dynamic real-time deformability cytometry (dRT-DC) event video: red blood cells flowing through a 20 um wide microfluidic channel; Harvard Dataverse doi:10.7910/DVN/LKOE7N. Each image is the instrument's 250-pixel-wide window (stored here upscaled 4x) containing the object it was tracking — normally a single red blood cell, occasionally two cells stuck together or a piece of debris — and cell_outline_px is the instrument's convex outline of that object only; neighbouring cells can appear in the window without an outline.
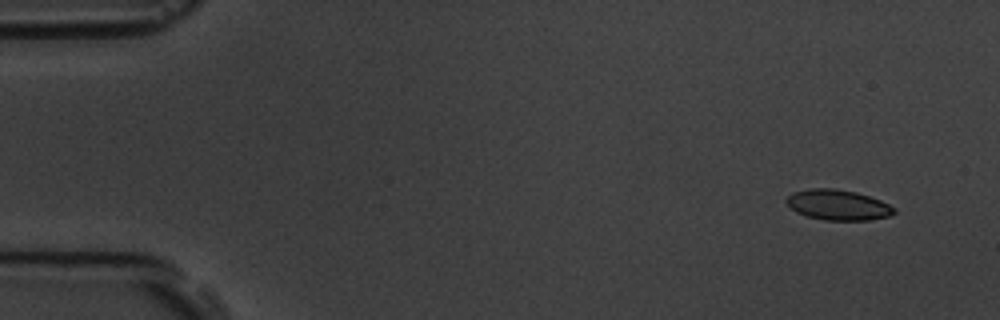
{"species": "common noctule bat (a hibernating species)", "species_latin": "Nyctalus noctula", "temperature_condition": "room temperature", "stored_images_in_passage": 5, "camera_frame_rate_fps": 3000, "um_per_image_px": 0.085, "animal": {"sex": "male", "body_mass_g": 19.5, "forearm_length_mm": 54.6}, "frame": {"image": 1, "passage_image": 1, "time_ms": 0.0, "image_size_px": [1000, 320], "cell_outline_px": [[896, 212], [888, 216], [868, 220], [824, 220], [808, 216], [796, 212], [784, 200], [792, 192], [808, 188], [832, 188], [856, 192], [880, 200], [896, 208]], "centroid_in_image_um": [71.21, 17.41], "position_along_channel_um": 13.8, "area_um2": 19.02}}
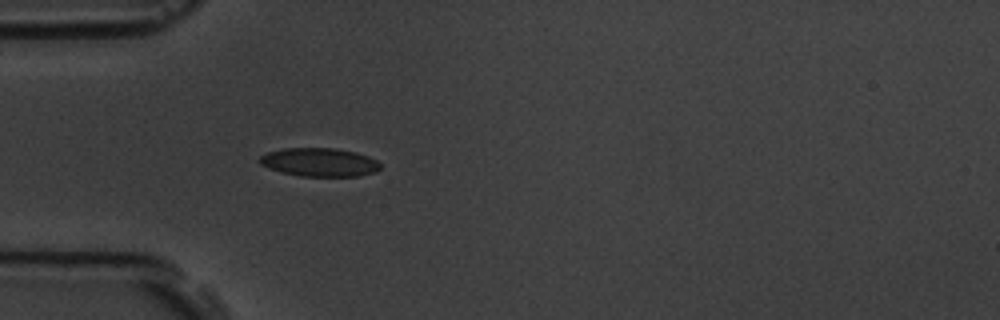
{"frame": {"image": 2, "passage_image": 5, "time_ms": 4.333, "image_size_px": [1000, 320], "cell_outline_px": [[380, 168], [372, 172], [356, 176], [300, 176], [284, 172], [260, 164], [256, 160], [260, 156], [268, 152], [284, 148], [336, 148], [356, 152], [368, 156], [376, 160], [380, 164]], "centroid_in_image_um": [27.14, 13.77], "position_along_channel_um": 57.9, "area_um2": 19.83}}